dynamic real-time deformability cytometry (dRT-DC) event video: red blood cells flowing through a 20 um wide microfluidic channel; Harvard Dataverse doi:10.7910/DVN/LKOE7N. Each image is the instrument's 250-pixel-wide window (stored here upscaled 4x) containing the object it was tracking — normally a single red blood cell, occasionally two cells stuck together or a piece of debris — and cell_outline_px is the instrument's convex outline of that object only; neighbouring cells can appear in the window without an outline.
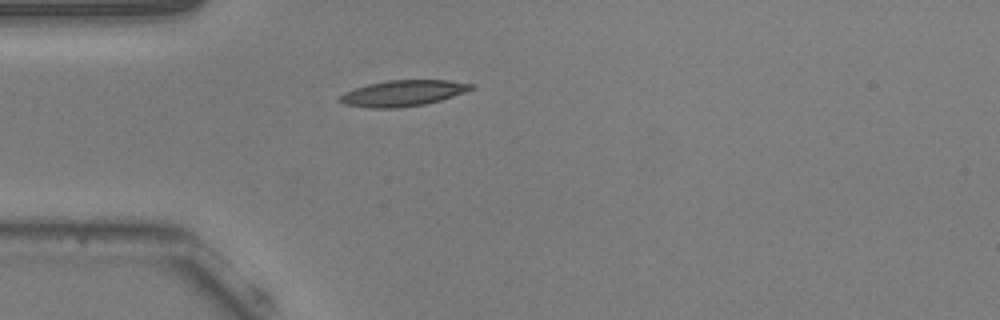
{"species": "common noctule bat (a hibernating species)", "species_latin": "Nyctalus noctula", "temperature_condition": "warm", "stored_images_in_passage": 26, "camera_frame_rate_fps": 3000, "um_per_image_px": 0.085, "animal": {"sex": "male", "body_mass_g": 20.5, "forearm_length_mm": 52.5}, "frame": {"image": 1, "passage_image": 1, "time_ms": 0.0, "image_size_px": [1000, 320], "cell_outline_px": [[476, 88], [440, 100], [424, 104], [396, 108], [368, 108], [344, 104], [336, 100], [344, 92], [368, 84], [388, 80], [448, 80], [476, 84]], "centroid_in_image_um": [34.25, 7.92], "position_along_channel_um": 50.8, "area_um2": 19.88}}
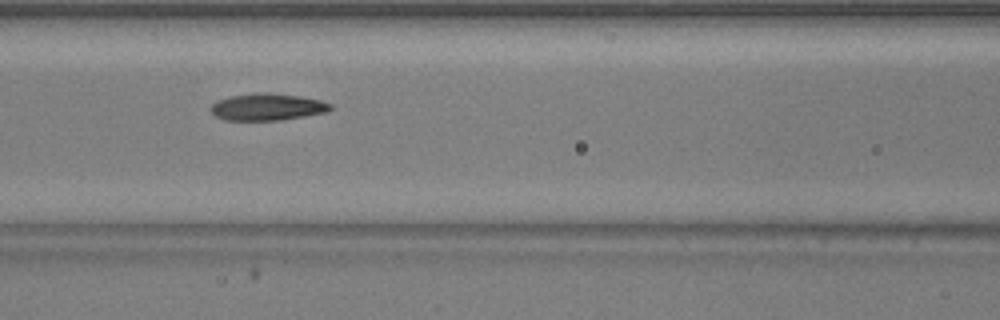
{"frame": {"image": 2, "passage_image": 9, "time_ms": 2.667, "image_size_px": [1000, 320], "cell_outline_px": [[332, 108], [328, 112], [280, 120], [224, 120], [216, 116], [208, 108], [216, 100], [228, 96], [256, 92], [268, 92], [300, 96], [320, 100], [332, 104]], "centroid_in_image_um": [22.7, 9.08], "position_along_channel_um": 143.9, "area_um2": 19.02}}
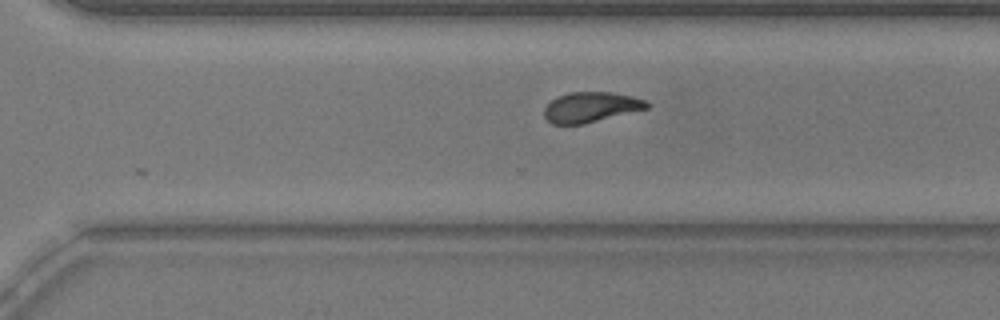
{"frame": {"image": 3, "passage_image": 23, "time_ms": 7.333, "image_size_px": [1000, 320], "cell_outline_px": [[652, 104], [648, 108], [584, 124], [552, 124], [544, 116], [544, 108], [556, 96], [568, 92], [612, 92], [632, 96], [644, 100]], "centroid_in_image_um": [50.22, 9.1], "position_along_channel_um": 320.4, "area_um2": 18.09}, "authors_computed_cell_mechanics": {"area_um2": 18.8428, "velocity_mm_per_s": 3.79, "shape_relaxation_time_tau1_ms": 3.3973, "shape_relaxation_time_tau2_ms": 2.3943, "deformation_change_tau1": 0.1497, "deformation_change_tau2": 0.0936}}